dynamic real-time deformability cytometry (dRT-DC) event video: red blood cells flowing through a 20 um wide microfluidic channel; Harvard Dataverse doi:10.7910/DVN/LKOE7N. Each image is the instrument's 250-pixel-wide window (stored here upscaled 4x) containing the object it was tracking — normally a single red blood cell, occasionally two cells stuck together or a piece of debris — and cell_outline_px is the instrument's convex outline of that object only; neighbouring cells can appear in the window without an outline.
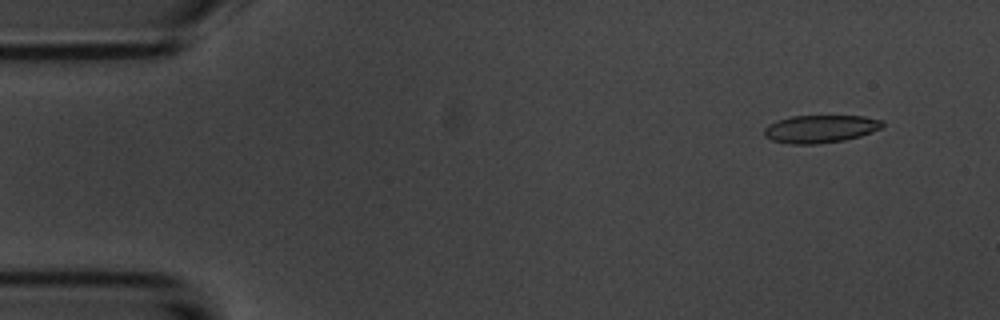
{"species": "common noctule bat (a hibernating species)", "species_latin": "Nyctalus noctula", "temperature_condition": "room temperature", "stored_images_in_passage": 5, "camera_frame_rate_fps": 3000, "um_per_image_px": 0.085, "animal": {"sex": "male", "body_mass_g": 20.1, "forearm_length_mm": 53.5}, "frame": {"image": 1, "passage_image": 2, "time_ms": 1.0, "image_size_px": [1000, 320], "cell_outline_px": [[884, 124], [880, 128], [872, 132], [860, 136], [844, 140], [820, 144], [788, 144], [772, 140], [764, 136], [764, 128], [768, 124], [776, 120], [792, 116], [864, 116], [884, 120]], "centroid_in_image_um": [69.72, 10.95], "position_along_channel_um": 15.3, "area_um2": 19.31}}
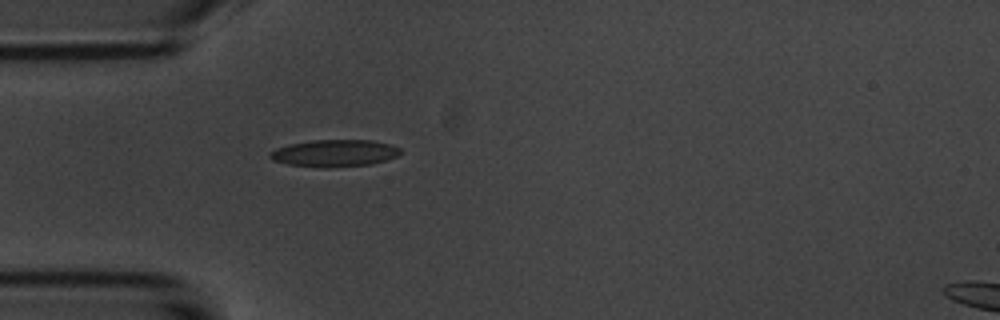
{"frame": {"image": 2, "passage_image": 5, "time_ms": 4.667, "image_size_px": [1000, 320], "cell_outline_px": [[400, 152], [396, 156], [372, 164], [328, 168], [320, 168], [288, 164], [272, 160], [268, 156], [268, 152], [276, 148], [288, 144], [312, 140], [372, 140], [392, 144], [400, 148]], "centroid_in_image_um": [28.39, 13.02], "position_along_channel_um": 56.6, "area_um2": 20.75}}